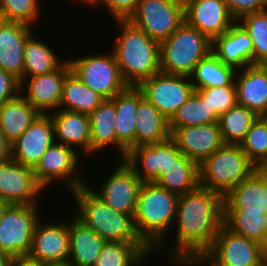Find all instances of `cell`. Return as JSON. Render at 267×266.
Here are the masks:
<instances>
[{"label":"cell","instance_id":"obj_1","mask_svg":"<svg viewBox=\"0 0 267 266\" xmlns=\"http://www.w3.org/2000/svg\"><path fill=\"white\" fill-rule=\"evenodd\" d=\"M174 225L177 233L170 264L188 255L205 254L223 225V197L201 185L180 195Z\"/></svg>","mask_w":267,"mask_h":266},{"label":"cell","instance_id":"obj_2","mask_svg":"<svg viewBox=\"0 0 267 266\" xmlns=\"http://www.w3.org/2000/svg\"><path fill=\"white\" fill-rule=\"evenodd\" d=\"M120 33L112 52L124 81L138 86L160 71V43L129 20H115Z\"/></svg>","mask_w":267,"mask_h":266},{"label":"cell","instance_id":"obj_3","mask_svg":"<svg viewBox=\"0 0 267 266\" xmlns=\"http://www.w3.org/2000/svg\"><path fill=\"white\" fill-rule=\"evenodd\" d=\"M179 197L154 182H143L140 187L134 225L153 252L163 248V237L174 226Z\"/></svg>","mask_w":267,"mask_h":266},{"label":"cell","instance_id":"obj_4","mask_svg":"<svg viewBox=\"0 0 267 266\" xmlns=\"http://www.w3.org/2000/svg\"><path fill=\"white\" fill-rule=\"evenodd\" d=\"M78 205L74 216L106 242H144L134 225V215L115 211L87 186L70 192Z\"/></svg>","mask_w":267,"mask_h":266},{"label":"cell","instance_id":"obj_5","mask_svg":"<svg viewBox=\"0 0 267 266\" xmlns=\"http://www.w3.org/2000/svg\"><path fill=\"white\" fill-rule=\"evenodd\" d=\"M257 169L240 145L224 144L199 165L200 184L224 197Z\"/></svg>","mask_w":267,"mask_h":266},{"label":"cell","instance_id":"obj_6","mask_svg":"<svg viewBox=\"0 0 267 266\" xmlns=\"http://www.w3.org/2000/svg\"><path fill=\"white\" fill-rule=\"evenodd\" d=\"M212 51V41L185 21L160 43V71L190 77L195 65Z\"/></svg>","mask_w":267,"mask_h":266},{"label":"cell","instance_id":"obj_7","mask_svg":"<svg viewBox=\"0 0 267 266\" xmlns=\"http://www.w3.org/2000/svg\"><path fill=\"white\" fill-rule=\"evenodd\" d=\"M97 54L69 58L71 71L105 99H112L129 85L124 81L112 51Z\"/></svg>","mask_w":267,"mask_h":266},{"label":"cell","instance_id":"obj_8","mask_svg":"<svg viewBox=\"0 0 267 266\" xmlns=\"http://www.w3.org/2000/svg\"><path fill=\"white\" fill-rule=\"evenodd\" d=\"M128 20L161 43L185 21L184 0H140Z\"/></svg>","mask_w":267,"mask_h":266},{"label":"cell","instance_id":"obj_9","mask_svg":"<svg viewBox=\"0 0 267 266\" xmlns=\"http://www.w3.org/2000/svg\"><path fill=\"white\" fill-rule=\"evenodd\" d=\"M38 206L10 204L6 208L0 221L1 252L11 257L29 254L35 226L41 220Z\"/></svg>","mask_w":267,"mask_h":266},{"label":"cell","instance_id":"obj_10","mask_svg":"<svg viewBox=\"0 0 267 266\" xmlns=\"http://www.w3.org/2000/svg\"><path fill=\"white\" fill-rule=\"evenodd\" d=\"M205 255L217 266H267V250L224 225Z\"/></svg>","mask_w":267,"mask_h":266},{"label":"cell","instance_id":"obj_11","mask_svg":"<svg viewBox=\"0 0 267 266\" xmlns=\"http://www.w3.org/2000/svg\"><path fill=\"white\" fill-rule=\"evenodd\" d=\"M137 87L168 120L195 91L190 77L161 71L143 80Z\"/></svg>","mask_w":267,"mask_h":266},{"label":"cell","instance_id":"obj_12","mask_svg":"<svg viewBox=\"0 0 267 266\" xmlns=\"http://www.w3.org/2000/svg\"><path fill=\"white\" fill-rule=\"evenodd\" d=\"M79 161L80 156L75 149L54 142L42 155L33 171L45 190L54 180L63 183L70 193L87 185L86 180L84 182L76 172Z\"/></svg>","mask_w":267,"mask_h":266},{"label":"cell","instance_id":"obj_13","mask_svg":"<svg viewBox=\"0 0 267 266\" xmlns=\"http://www.w3.org/2000/svg\"><path fill=\"white\" fill-rule=\"evenodd\" d=\"M118 164L108 179L105 177V183H102L100 191L96 192L89 184L87 186L113 210L134 215L143 181L124 160Z\"/></svg>","mask_w":267,"mask_h":266},{"label":"cell","instance_id":"obj_14","mask_svg":"<svg viewBox=\"0 0 267 266\" xmlns=\"http://www.w3.org/2000/svg\"><path fill=\"white\" fill-rule=\"evenodd\" d=\"M44 190L33 168L13 159L0 163V199L9 204L35 205Z\"/></svg>","mask_w":267,"mask_h":266},{"label":"cell","instance_id":"obj_15","mask_svg":"<svg viewBox=\"0 0 267 266\" xmlns=\"http://www.w3.org/2000/svg\"><path fill=\"white\" fill-rule=\"evenodd\" d=\"M70 71L71 66L69 61L66 59L65 62L55 71L24 78L20 82V95L41 114H47V112L51 113L55 110H59L63 83ZM25 83H27V85ZM22 91L27 93L23 94Z\"/></svg>","mask_w":267,"mask_h":266},{"label":"cell","instance_id":"obj_16","mask_svg":"<svg viewBox=\"0 0 267 266\" xmlns=\"http://www.w3.org/2000/svg\"><path fill=\"white\" fill-rule=\"evenodd\" d=\"M184 17L188 25L211 41L236 22L223 0H184Z\"/></svg>","mask_w":267,"mask_h":266},{"label":"cell","instance_id":"obj_17","mask_svg":"<svg viewBox=\"0 0 267 266\" xmlns=\"http://www.w3.org/2000/svg\"><path fill=\"white\" fill-rule=\"evenodd\" d=\"M180 154L176 143L169 138L161 143L132 147L123 160L143 182H153L172 163L173 156Z\"/></svg>","mask_w":267,"mask_h":266},{"label":"cell","instance_id":"obj_18","mask_svg":"<svg viewBox=\"0 0 267 266\" xmlns=\"http://www.w3.org/2000/svg\"><path fill=\"white\" fill-rule=\"evenodd\" d=\"M54 143V126L49 113L40 114L11 144V159L34 168Z\"/></svg>","mask_w":267,"mask_h":266},{"label":"cell","instance_id":"obj_19","mask_svg":"<svg viewBox=\"0 0 267 266\" xmlns=\"http://www.w3.org/2000/svg\"><path fill=\"white\" fill-rule=\"evenodd\" d=\"M170 138L183 155L199 165L224 145L218 123L177 128Z\"/></svg>","mask_w":267,"mask_h":266},{"label":"cell","instance_id":"obj_20","mask_svg":"<svg viewBox=\"0 0 267 266\" xmlns=\"http://www.w3.org/2000/svg\"><path fill=\"white\" fill-rule=\"evenodd\" d=\"M41 222V223H40ZM28 256L43 263L60 262L69 257V220L61 219L53 223L38 221Z\"/></svg>","mask_w":267,"mask_h":266},{"label":"cell","instance_id":"obj_21","mask_svg":"<svg viewBox=\"0 0 267 266\" xmlns=\"http://www.w3.org/2000/svg\"><path fill=\"white\" fill-rule=\"evenodd\" d=\"M33 27L22 22L6 20L0 25V69L20 82L24 73V45L34 32Z\"/></svg>","mask_w":267,"mask_h":266},{"label":"cell","instance_id":"obj_22","mask_svg":"<svg viewBox=\"0 0 267 266\" xmlns=\"http://www.w3.org/2000/svg\"><path fill=\"white\" fill-rule=\"evenodd\" d=\"M212 52L225 65L236 70L253 65V41L238 21L212 41Z\"/></svg>","mask_w":267,"mask_h":266},{"label":"cell","instance_id":"obj_23","mask_svg":"<svg viewBox=\"0 0 267 266\" xmlns=\"http://www.w3.org/2000/svg\"><path fill=\"white\" fill-rule=\"evenodd\" d=\"M54 126V142L78 147L85 155H91L90 119L85 113L59 109L50 114Z\"/></svg>","mask_w":267,"mask_h":266},{"label":"cell","instance_id":"obj_24","mask_svg":"<svg viewBox=\"0 0 267 266\" xmlns=\"http://www.w3.org/2000/svg\"><path fill=\"white\" fill-rule=\"evenodd\" d=\"M143 97L142 91L137 86H128L124 91L115 95L116 120L115 130L117 136V150L122 160L127 151L135 147V129L138 102Z\"/></svg>","mask_w":267,"mask_h":266},{"label":"cell","instance_id":"obj_25","mask_svg":"<svg viewBox=\"0 0 267 266\" xmlns=\"http://www.w3.org/2000/svg\"><path fill=\"white\" fill-rule=\"evenodd\" d=\"M240 71L235 76L237 104L260 116L267 106V65H249Z\"/></svg>","mask_w":267,"mask_h":266},{"label":"cell","instance_id":"obj_26","mask_svg":"<svg viewBox=\"0 0 267 266\" xmlns=\"http://www.w3.org/2000/svg\"><path fill=\"white\" fill-rule=\"evenodd\" d=\"M223 209L267 212V177L259 168L223 197Z\"/></svg>","mask_w":267,"mask_h":266},{"label":"cell","instance_id":"obj_27","mask_svg":"<svg viewBox=\"0 0 267 266\" xmlns=\"http://www.w3.org/2000/svg\"><path fill=\"white\" fill-rule=\"evenodd\" d=\"M69 221V257L73 266H94L106 241L74 215Z\"/></svg>","mask_w":267,"mask_h":266},{"label":"cell","instance_id":"obj_28","mask_svg":"<svg viewBox=\"0 0 267 266\" xmlns=\"http://www.w3.org/2000/svg\"><path fill=\"white\" fill-rule=\"evenodd\" d=\"M136 114L135 147L170 138L169 120L144 96L138 102Z\"/></svg>","mask_w":267,"mask_h":266},{"label":"cell","instance_id":"obj_29","mask_svg":"<svg viewBox=\"0 0 267 266\" xmlns=\"http://www.w3.org/2000/svg\"><path fill=\"white\" fill-rule=\"evenodd\" d=\"M153 182L178 195L185 194L201 185L199 164L182 153L173 156L172 163Z\"/></svg>","mask_w":267,"mask_h":266},{"label":"cell","instance_id":"obj_30","mask_svg":"<svg viewBox=\"0 0 267 266\" xmlns=\"http://www.w3.org/2000/svg\"><path fill=\"white\" fill-rule=\"evenodd\" d=\"M40 114L19 94L0 106V131L12 144Z\"/></svg>","mask_w":267,"mask_h":266},{"label":"cell","instance_id":"obj_31","mask_svg":"<svg viewBox=\"0 0 267 266\" xmlns=\"http://www.w3.org/2000/svg\"><path fill=\"white\" fill-rule=\"evenodd\" d=\"M223 225L231 232L245 236L267 250V212L223 209Z\"/></svg>","mask_w":267,"mask_h":266},{"label":"cell","instance_id":"obj_32","mask_svg":"<svg viewBox=\"0 0 267 266\" xmlns=\"http://www.w3.org/2000/svg\"><path fill=\"white\" fill-rule=\"evenodd\" d=\"M89 119L91 155L111 145L117 148L115 102L112 99H105L89 114Z\"/></svg>","mask_w":267,"mask_h":266},{"label":"cell","instance_id":"obj_33","mask_svg":"<svg viewBox=\"0 0 267 266\" xmlns=\"http://www.w3.org/2000/svg\"><path fill=\"white\" fill-rule=\"evenodd\" d=\"M153 250L145 242H106L94 266H143Z\"/></svg>","mask_w":267,"mask_h":266},{"label":"cell","instance_id":"obj_34","mask_svg":"<svg viewBox=\"0 0 267 266\" xmlns=\"http://www.w3.org/2000/svg\"><path fill=\"white\" fill-rule=\"evenodd\" d=\"M105 98L86 86L72 71L66 76L59 109L90 114Z\"/></svg>","mask_w":267,"mask_h":266},{"label":"cell","instance_id":"obj_35","mask_svg":"<svg viewBox=\"0 0 267 266\" xmlns=\"http://www.w3.org/2000/svg\"><path fill=\"white\" fill-rule=\"evenodd\" d=\"M237 70L225 65L211 51L194 68L190 78L195 90L235 84Z\"/></svg>","mask_w":267,"mask_h":266},{"label":"cell","instance_id":"obj_36","mask_svg":"<svg viewBox=\"0 0 267 266\" xmlns=\"http://www.w3.org/2000/svg\"><path fill=\"white\" fill-rule=\"evenodd\" d=\"M34 33L27 38L24 45L23 79L55 71L65 62L60 60L59 54H55L45 41L36 39Z\"/></svg>","mask_w":267,"mask_h":266},{"label":"cell","instance_id":"obj_37","mask_svg":"<svg viewBox=\"0 0 267 266\" xmlns=\"http://www.w3.org/2000/svg\"><path fill=\"white\" fill-rule=\"evenodd\" d=\"M258 117L254 111L238 104L220 115L218 125L224 144L240 145Z\"/></svg>","mask_w":267,"mask_h":266},{"label":"cell","instance_id":"obj_38","mask_svg":"<svg viewBox=\"0 0 267 266\" xmlns=\"http://www.w3.org/2000/svg\"><path fill=\"white\" fill-rule=\"evenodd\" d=\"M218 119L219 116L210 109L206 100L194 91L169 120L170 134L177 128L218 123Z\"/></svg>","mask_w":267,"mask_h":266},{"label":"cell","instance_id":"obj_39","mask_svg":"<svg viewBox=\"0 0 267 266\" xmlns=\"http://www.w3.org/2000/svg\"><path fill=\"white\" fill-rule=\"evenodd\" d=\"M238 22L253 41V65H267V10L243 15Z\"/></svg>","mask_w":267,"mask_h":266},{"label":"cell","instance_id":"obj_40","mask_svg":"<svg viewBox=\"0 0 267 266\" xmlns=\"http://www.w3.org/2000/svg\"><path fill=\"white\" fill-rule=\"evenodd\" d=\"M240 146L246 156L260 168L267 161V123L258 117Z\"/></svg>","mask_w":267,"mask_h":266},{"label":"cell","instance_id":"obj_41","mask_svg":"<svg viewBox=\"0 0 267 266\" xmlns=\"http://www.w3.org/2000/svg\"><path fill=\"white\" fill-rule=\"evenodd\" d=\"M39 0H0V9L6 21L22 22L33 26L40 17Z\"/></svg>","mask_w":267,"mask_h":266},{"label":"cell","instance_id":"obj_42","mask_svg":"<svg viewBox=\"0 0 267 266\" xmlns=\"http://www.w3.org/2000/svg\"><path fill=\"white\" fill-rule=\"evenodd\" d=\"M195 91L203 100H206L210 109L218 116L224 114L237 104L235 84L223 87L202 88Z\"/></svg>","mask_w":267,"mask_h":266},{"label":"cell","instance_id":"obj_43","mask_svg":"<svg viewBox=\"0 0 267 266\" xmlns=\"http://www.w3.org/2000/svg\"><path fill=\"white\" fill-rule=\"evenodd\" d=\"M140 0H96L91 8L106 6L114 20H128ZM102 3V4H101ZM97 5V6H96Z\"/></svg>","mask_w":267,"mask_h":266},{"label":"cell","instance_id":"obj_44","mask_svg":"<svg viewBox=\"0 0 267 266\" xmlns=\"http://www.w3.org/2000/svg\"><path fill=\"white\" fill-rule=\"evenodd\" d=\"M231 14L238 21L243 15L267 10V0H223Z\"/></svg>","mask_w":267,"mask_h":266},{"label":"cell","instance_id":"obj_45","mask_svg":"<svg viewBox=\"0 0 267 266\" xmlns=\"http://www.w3.org/2000/svg\"><path fill=\"white\" fill-rule=\"evenodd\" d=\"M20 94V81L0 69V106Z\"/></svg>","mask_w":267,"mask_h":266},{"label":"cell","instance_id":"obj_46","mask_svg":"<svg viewBox=\"0 0 267 266\" xmlns=\"http://www.w3.org/2000/svg\"><path fill=\"white\" fill-rule=\"evenodd\" d=\"M203 262H208L209 266H217L213 261H211L205 254H192V255H188L184 258H182L177 264L176 266H193L194 265H199L202 264Z\"/></svg>","mask_w":267,"mask_h":266},{"label":"cell","instance_id":"obj_47","mask_svg":"<svg viewBox=\"0 0 267 266\" xmlns=\"http://www.w3.org/2000/svg\"><path fill=\"white\" fill-rule=\"evenodd\" d=\"M10 266H44V263L28 255L12 257Z\"/></svg>","mask_w":267,"mask_h":266},{"label":"cell","instance_id":"obj_48","mask_svg":"<svg viewBox=\"0 0 267 266\" xmlns=\"http://www.w3.org/2000/svg\"><path fill=\"white\" fill-rule=\"evenodd\" d=\"M11 159V143L0 131V163Z\"/></svg>","mask_w":267,"mask_h":266},{"label":"cell","instance_id":"obj_49","mask_svg":"<svg viewBox=\"0 0 267 266\" xmlns=\"http://www.w3.org/2000/svg\"><path fill=\"white\" fill-rule=\"evenodd\" d=\"M12 257L0 251V266H10Z\"/></svg>","mask_w":267,"mask_h":266},{"label":"cell","instance_id":"obj_50","mask_svg":"<svg viewBox=\"0 0 267 266\" xmlns=\"http://www.w3.org/2000/svg\"><path fill=\"white\" fill-rule=\"evenodd\" d=\"M44 266H73L69 260L60 261V262H46Z\"/></svg>","mask_w":267,"mask_h":266},{"label":"cell","instance_id":"obj_51","mask_svg":"<svg viewBox=\"0 0 267 266\" xmlns=\"http://www.w3.org/2000/svg\"><path fill=\"white\" fill-rule=\"evenodd\" d=\"M10 204L2 199H0V221L1 218L3 217V214L6 210V208L9 206Z\"/></svg>","mask_w":267,"mask_h":266},{"label":"cell","instance_id":"obj_52","mask_svg":"<svg viewBox=\"0 0 267 266\" xmlns=\"http://www.w3.org/2000/svg\"><path fill=\"white\" fill-rule=\"evenodd\" d=\"M95 1L96 0H75L74 2H80L81 4H83V6L86 5L90 7Z\"/></svg>","mask_w":267,"mask_h":266},{"label":"cell","instance_id":"obj_53","mask_svg":"<svg viewBox=\"0 0 267 266\" xmlns=\"http://www.w3.org/2000/svg\"><path fill=\"white\" fill-rule=\"evenodd\" d=\"M259 169L267 177V161Z\"/></svg>","mask_w":267,"mask_h":266},{"label":"cell","instance_id":"obj_54","mask_svg":"<svg viewBox=\"0 0 267 266\" xmlns=\"http://www.w3.org/2000/svg\"><path fill=\"white\" fill-rule=\"evenodd\" d=\"M259 117L267 123V106Z\"/></svg>","mask_w":267,"mask_h":266},{"label":"cell","instance_id":"obj_55","mask_svg":"<svg viewBox=\"0 0 267 266\" xmlns=\"http://www.w3.org/2000/svg\"><path fill=\"white\" fill-rule=\"evenodd\" d=\"M5 21V18L3 16V12L0 9V25Z\"/></svg>","mask_w":267,"mask_h":266}]
</instances>
